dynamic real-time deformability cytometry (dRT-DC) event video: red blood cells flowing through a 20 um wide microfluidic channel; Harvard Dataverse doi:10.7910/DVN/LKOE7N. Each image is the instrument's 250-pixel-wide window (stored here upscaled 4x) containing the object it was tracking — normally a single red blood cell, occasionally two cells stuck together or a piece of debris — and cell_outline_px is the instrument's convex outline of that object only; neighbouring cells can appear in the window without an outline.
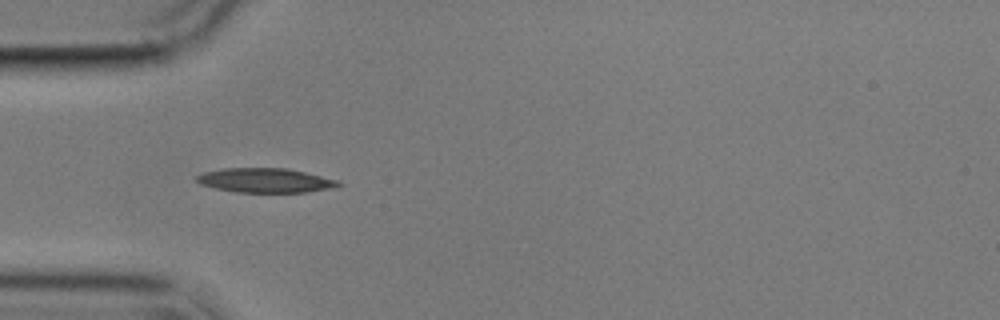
{"species": "common noctule bat (a hibernating species)", "species_latin": "Nyctalus noctula", "temperature_condition": "cold", "stored_images_in_passage": 1, "camera_frame_rate_fps": 3000, "um_per_image_px": 0.085, "animal": {"sex": "male", "body_mass_g": 17.9}, "frame": {"image": 1, "passage_image": 1, "time_ms": 0.0, "image_size_px": [1000, 320], "cell_outline_px": [[344, 184], [332, 188], [304, 192], [236, 192], [216, 188], [200, 184], [196, 180], [196, 176], [204, 172], [224, 168], [288, 168], [340, 180]], "centroid_in_image_um": [22.59, 15.33], "position_along_channel_um": 62.4, "area_um2": 20.17}}